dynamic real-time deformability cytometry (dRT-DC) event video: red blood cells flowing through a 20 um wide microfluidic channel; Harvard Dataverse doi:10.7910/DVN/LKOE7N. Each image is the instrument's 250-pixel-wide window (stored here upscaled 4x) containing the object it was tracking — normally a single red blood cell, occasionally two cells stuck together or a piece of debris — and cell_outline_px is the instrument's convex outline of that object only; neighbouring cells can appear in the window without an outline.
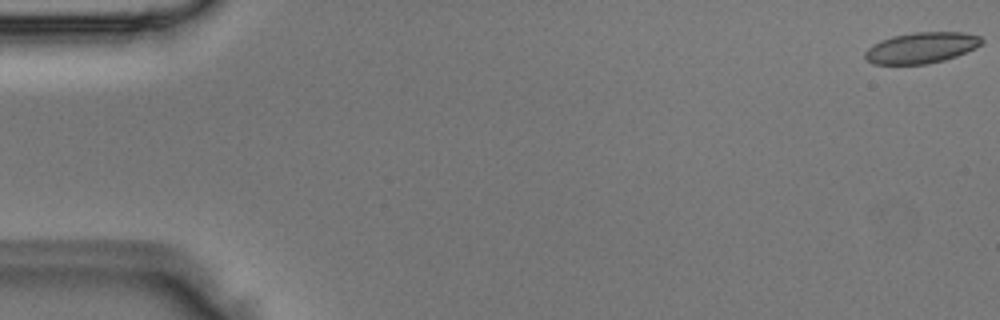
{"species": "Egyptian fruit bat (a non-hibernating species)", "species_latin": "Rousettus aegyptiacus", "temperature_condition": "room temperature", "stored_images_in_passage": 3, "camera_frame_rate_fps": 3000, "um_per_image_px": 0.085, "animal": {"sex": "male"}, "frame": {"image": 1, "passage_image": 1, "time_ms": 0.0, "image_size_px": [1000, 320], "cell_outline_px": [[984, 44], [976, 48], [956, 56], [944, 60], [928, 64], [872, 64], [864, 56], [864, 52], [872, 44], [880, 40], [892, 36], [912, 32], [964, 32], [980, 36], [984, 40]], "centroid_in_image_um": [78.33, 4.05], "position_along_channel_um": 6.7, "area_um2": 21.27}}